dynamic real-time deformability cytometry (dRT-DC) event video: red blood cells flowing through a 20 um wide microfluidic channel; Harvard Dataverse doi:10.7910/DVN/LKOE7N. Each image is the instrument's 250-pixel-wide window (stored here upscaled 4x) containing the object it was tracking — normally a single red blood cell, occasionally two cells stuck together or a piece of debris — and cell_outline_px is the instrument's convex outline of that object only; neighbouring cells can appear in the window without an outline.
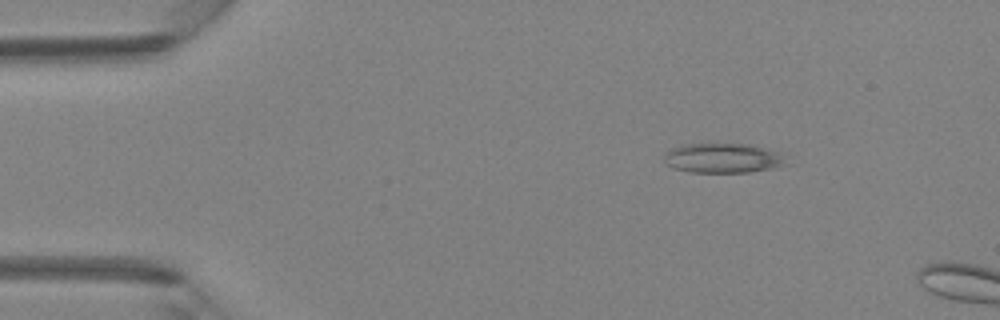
{"species": "Egyptian fruit bat (a non-hibernating species)", "species_latin": "Rousettus aegyptiacus", "temperature_condition": "room temperature", "stored_images_in_passage": 3, "camera_frame_rate_fps": 3000, "um_per_image_px": 0.085, "animal": {"sex": "female"}, "frame": {"image": 1, "passage_image": 2, "time_ms": 0.333, "image_size_px": [1000, 320], "cell_outline_px": [[788, 164], [772, 168], [752, 172], [692, 172], [676, 168], [668, 164], [664, 160], [664, 156], [672, 148], [684, 144], [748, 144], [784, 152]], "centroid_in_image_um": [61.55, 13.43], "position_along_channel_um": 23.4, "area_um2": 21.15}}